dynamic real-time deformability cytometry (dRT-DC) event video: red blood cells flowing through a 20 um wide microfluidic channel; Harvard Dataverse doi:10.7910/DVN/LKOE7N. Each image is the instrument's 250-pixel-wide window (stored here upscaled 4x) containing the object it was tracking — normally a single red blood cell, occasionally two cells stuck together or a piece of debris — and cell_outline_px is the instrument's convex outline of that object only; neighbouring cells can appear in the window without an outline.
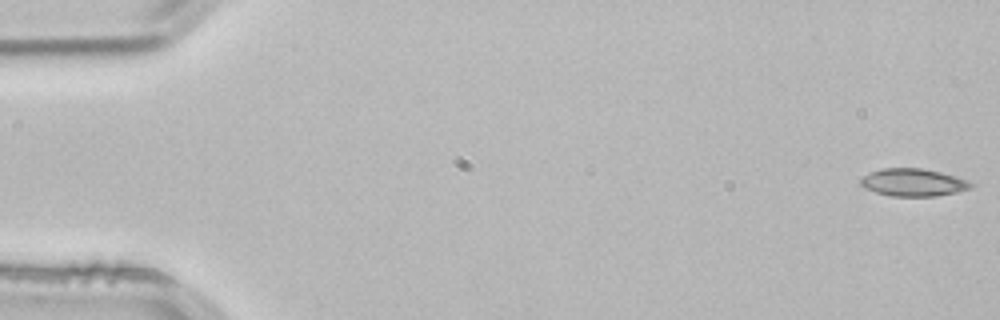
{"species": "common noctule bat (a hibernating species)", "species_latin": "Nyctalus noctula", "temperature_condition": "room temperature", "stored_images_in_passage": 53, "camera_frame_rate_fps": 3000, "um_per_image_px": 0.085, "animal": {"sex": "male", "body_mass_g": 21.5, "forearm_length_mm": 52.0}, "frame": {"image": 1, "passage_image": 1, "time_ms": 0.0, "image_size_px": [1000, 320], "cell_outline_px": [[976, 184], [972, 188], [956, 192], [936, 196], [892, 196], [876, 192], [864, 188], [860, 184], [860, 180], [864, 176], [880, 168], [920, 168], [940, 172], [968, 180]], "centroid_in_image_um": [77.65, 15.51], "position_along_channel_um": 7.4, "area_um2": 17.69}}
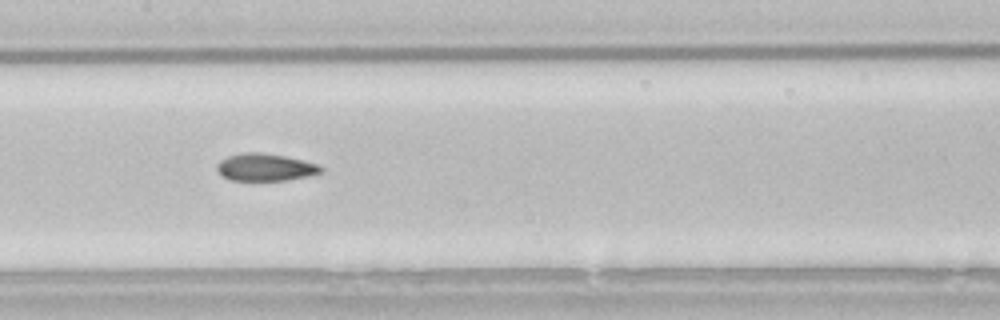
{"frame": {"image": 2, "passage_image": 26, "time_ms": 8.333, "image_size_px": [1000, 320], "cell_outline_px": [[324, 168], [320, 172], [308, 176], [288, 180], [228, 180], [220, 176], [216, 168], [220, 160], [228, 156], [240, 152], [260, 152], [284, 156], [304, 160], [320, 164]], "centroid_in_image_um": [22.53, 14.21], "position_along_channel_um": 184.9, "area_um2": 16.76}}
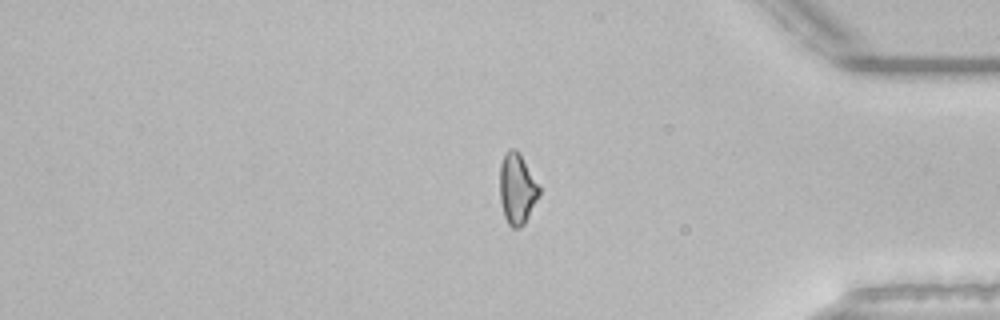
{"frame": {"image": 3, "passage_image": 44, "time_ms": 14.333, "image_size_px": [1000, 320], "cell_outline_px": [[540, 192], [524, 224], [520, 228], [512, 228], [508, 224], [504, 216], [500, 200], [500, 164], [504, 152], [508, 148], [516, 148], [520, 152], [540, 188]], "centroid_in_image_um": [43.93, 16.0], "position_along_channel_um": 391.3, "area_um2": 16.3}, "authors_computed_cell_mechanics": {"area_um2": 16.9354, "velocity_mm_per_s": 3.851, "shape_relaxation_time_tau1_ms": null, "shape_relaxation_time_tau2_ms": 4.9205, "deformation_change_tau1": null, "deformation_change_tau2": 0.0991}}